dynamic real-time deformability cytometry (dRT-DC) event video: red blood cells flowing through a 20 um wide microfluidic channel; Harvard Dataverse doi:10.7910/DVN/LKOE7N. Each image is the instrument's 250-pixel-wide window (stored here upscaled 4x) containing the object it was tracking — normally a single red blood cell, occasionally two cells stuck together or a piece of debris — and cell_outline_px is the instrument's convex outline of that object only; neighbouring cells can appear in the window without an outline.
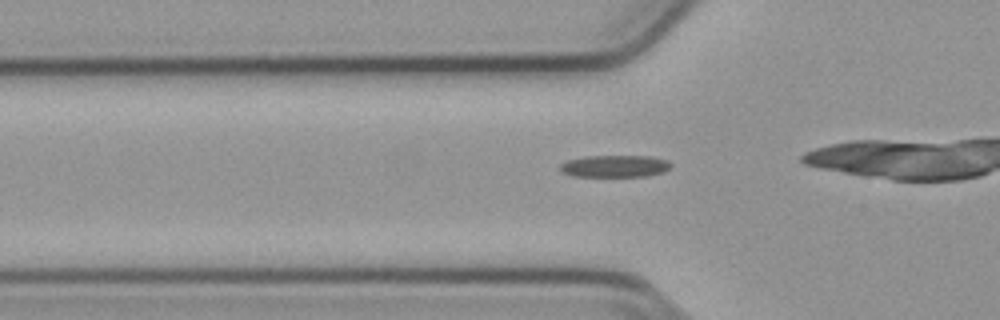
{"species": "common noctule bat (a hibernating species)", "species_latin": "Nyctalus noctula", "temperature_condition": "cold", "stored_images_in_passage": 29, "camera_frame_rate_fps": 3000, "um_per_image_px": 0.085, "animal": {"sex": "male", "body_mass_g": 23.1, "forearm_length_mm": 52.7}, "frame": {"image": 1, "passage_image": 14, "time_ms": 4.333, "image_size_px": [1000, 320], "cell_outline_px": [[672, 164], [664, 172], [648, 176], [572, 176], [560, 172], [560, 164], [568, 160], [588, 156], [648, 156], [668, 160]], "centroid_in_image_um": [52.25, 14.12], "position_along_channel_um": 73.5, "area_um2": 14.22}}
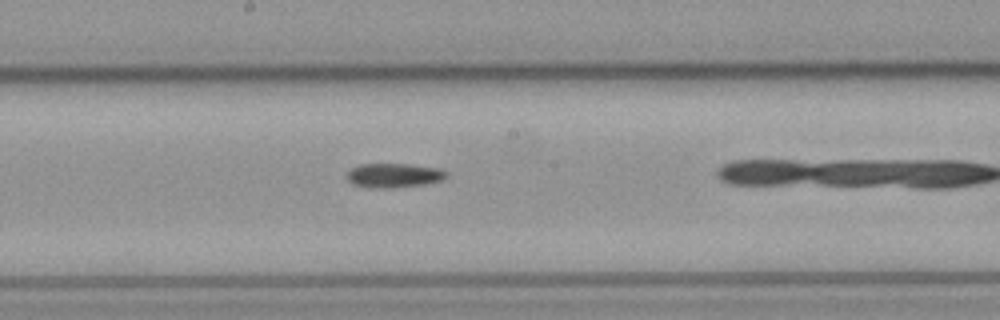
{"frame": {"image": 2, "passage_image": 25, "time_ms": 8.0, "image_size_px": [1000, 320], "cell_outline_px": [[448, 176], [440, 180], [424, 184], [384, 188], [372, 188], [352, 184], [344, 176], [352, 168], [360, 164], [408, 164], [436, 168], [448, 172]], "centroid_in_image_um": [33.43, 14.9], "position_along_channel_um": 214.8, "area_um2": 13.93}}
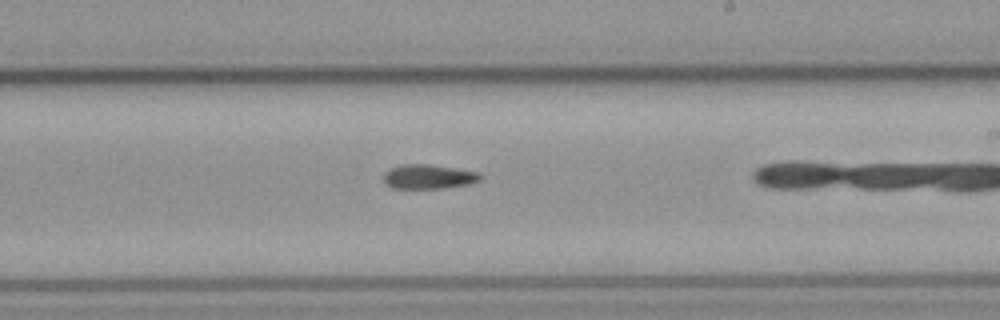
{"frame": {"image": 3, "passage_image": 28, "time_ms": 9.0, "image_size_px": [1000, 320], "cell_outline_px": [[480, 180], [468, 184], [444, 188], [392, 188], [384, 184], [384, 172], [400, 164], [428, 164], [480, 172]], "centroid_in_image_um": [36.39, 15.01], "position_along_channel_um": 252.6, "area_um2": 13.7}}